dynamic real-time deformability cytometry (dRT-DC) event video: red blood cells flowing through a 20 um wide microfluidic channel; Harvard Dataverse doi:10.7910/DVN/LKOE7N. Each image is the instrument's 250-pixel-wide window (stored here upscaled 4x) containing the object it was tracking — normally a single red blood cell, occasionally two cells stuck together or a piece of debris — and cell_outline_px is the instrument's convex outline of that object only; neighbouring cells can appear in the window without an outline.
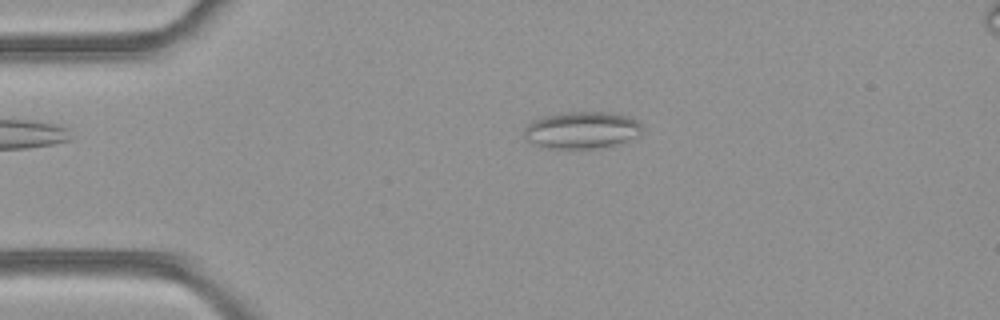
{"species": "common noctule bat (a hibernating species)", "species_latin": "Nyctalus noctula", "temperature_condition": "room temperature", "stored_images_in_passage": 41, "camera_frame_rate_fps": 3000, "um_per_image_px": 0.085, "animal": {"sex": "female", "body_mass_g": 21.9}, "frame": {"image": 1, "passage_image": 2, "time_ms": 0.333, "image_size_px": [1000, 320], "cell_outline_px": [[644, 128], [640, 132], [612, 148], [540, 148], [528, 140], [524, 136], [524, 128], [532, 120], [544, 116], [564, 112], [608, 112], [628, 116], [636, 120]], "centroid_in_image_um": [49.43, 11.07], "position_along_channel_um": 35.6, "area_um2": 25.61}}
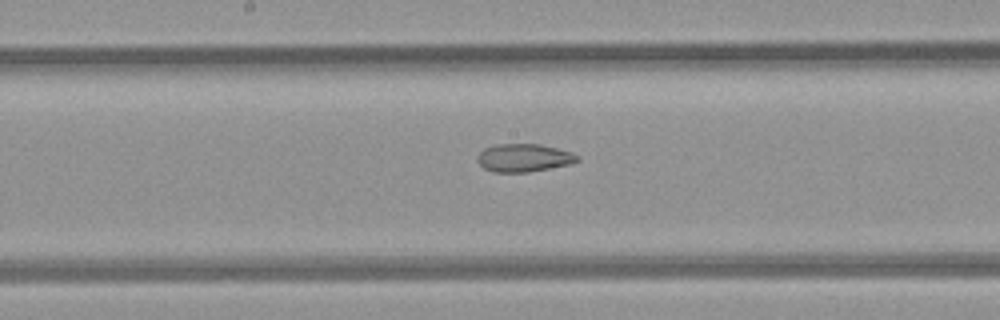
{"frame": {"image": 2, "passage_image": 17, "time_ms": 5.333, "image_size_px": [1000, 320], "cell_outline_px": [[580, 160], [572, 164], [528, 172], [492, 172], [484, 168], [476, 160], [476, 156], [484, 148], [496, 144], [540, 144], [572, 152], [580, 156]], "centroid_in_image_um": [44.53, 13.41], "position_along_channel_um": 203.7, "area_um2": 16.47}}
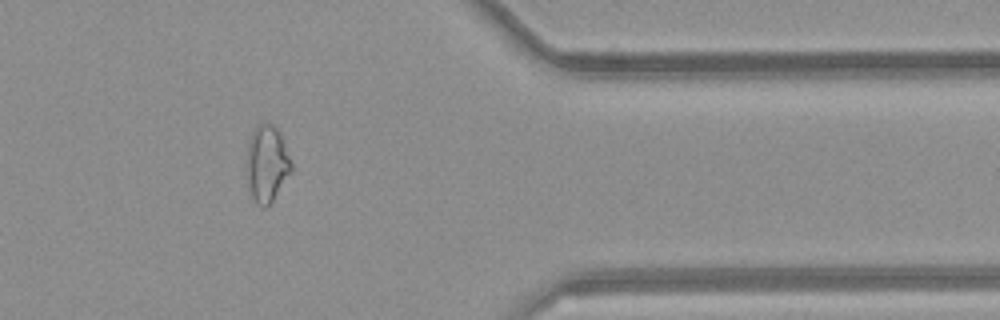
{"frame": {"image": 3, "passage_image": 32, "time_ms": 10.333, "image_size_px": [1000, 320], "cell_outline_px": [[292, 172], [272, 200], [264, 208], [256, 204], [252, 196], [248, 180], [248, 140], [256, 124], [272, 124], [280, 132], [292, 164]], "centroid_in_image_um": [22.7, 13.89], "position_along_channel_um": 388.7, "area_um2": 19.59}, "authors_computed_cell_mechanics": {"area_um2": 19.1318, "velocity_mm_per_s": 4.1241, "shape_relaxation_time_tau1_ms": null, "shape_relaxation_time_tau2_ms": 3.0687, "deformation_change_tau1": null, "deformation_change_tau2": 0.0969}}